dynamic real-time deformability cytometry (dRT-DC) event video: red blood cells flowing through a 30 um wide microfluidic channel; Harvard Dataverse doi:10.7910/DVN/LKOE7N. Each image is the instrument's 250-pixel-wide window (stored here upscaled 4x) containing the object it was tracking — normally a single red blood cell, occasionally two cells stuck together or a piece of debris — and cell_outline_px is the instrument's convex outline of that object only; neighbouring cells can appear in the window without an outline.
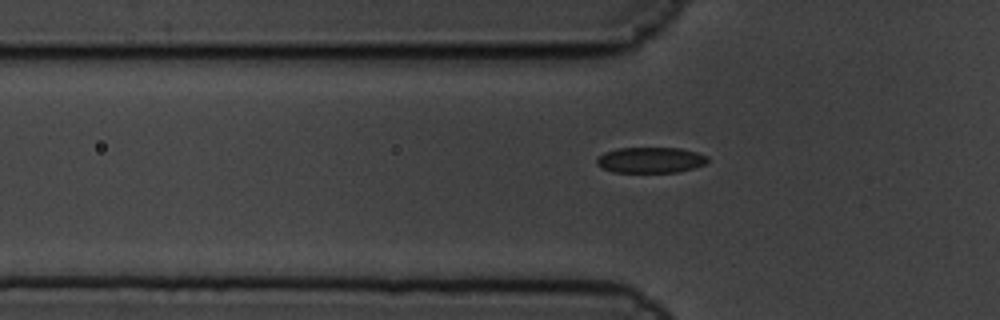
{"species": "common noctule bat (a hibernating species)", "species_latin": "Nyctalus noctula", "temperature_condition": "cold", "stored_images_in_passage": 9, "camera_frame_rate_fps": 3000, "um_per_image_px": 0.085, "animal": {"sex": "male", "body_mass_g": 19.5, "forearm_length_mm": 54.6}, "frame": {"image": 1, "passage_image": 2, "time_ms": 0.333, "image_size_px": [1000, 320], "cell_outline_px": [[708, 160], [704, 164], [692, 168], [676, 172], [612, 172], [600, 168], [596, 164], [596, 160], [604, 152], [616, 148], [680, 148], [696, 152], [708, 156]], "centroid_in_image_um": [55.25, 13.6], "position_along_channel_um": 70.6, "area_um2": 16.65}}
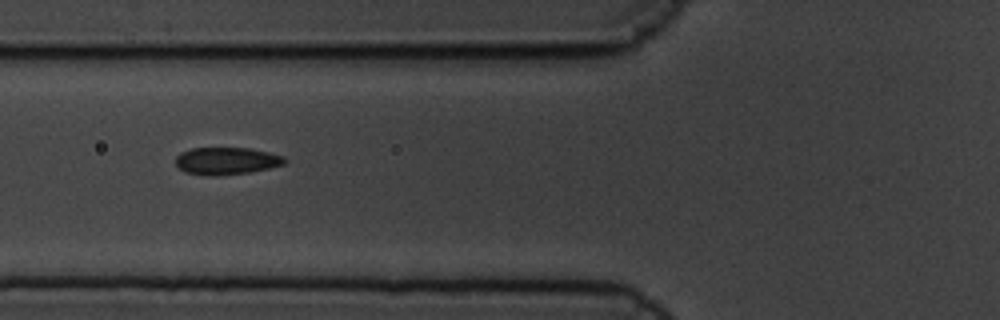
{"frame": {"image": 2, "passage_image": 5, "time_ms": 1.333, "image_size_px": [1000, 320], "cell_outline_px": [[288, 160], [284, 164], [268, 168], [248, 172], [184, 172], [176, 164], [176, 156], [180, 152], [192, 148], [248, 148], [268, 152], [284, 156]], "centroid_in_image_um": [19.3, 13.61], "position_along_channel_um": 106.5, "area_um2": 16.3}}
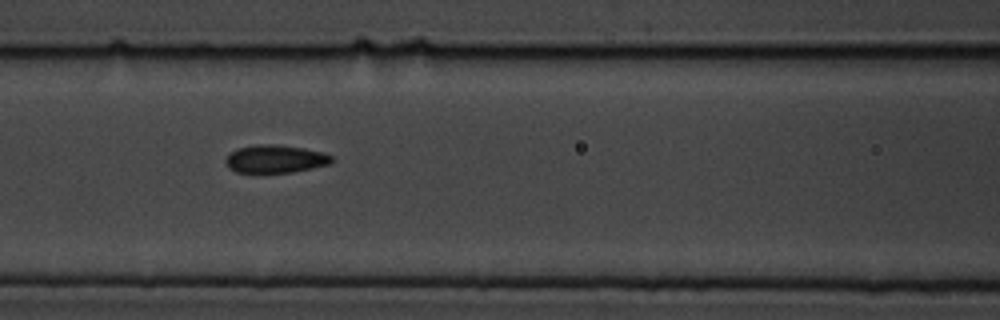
{"frame": {"image": 3, "passage_image": 8, "time_ms": 2.333, "image_size_px": [1000, 320], "cell_outline_px": [[332, 160], [328, 164], [312, 168], [292, 172], [236, 172], [228, 168], [224, 160], [236, 148], [256, 144], [276, 144], [304, 148], [324, 152], [332, 156]], "centroid_in_image_um": [23.38, 13.5], "position_along_channel_um": 143.2, "area_um2": 17.22}}